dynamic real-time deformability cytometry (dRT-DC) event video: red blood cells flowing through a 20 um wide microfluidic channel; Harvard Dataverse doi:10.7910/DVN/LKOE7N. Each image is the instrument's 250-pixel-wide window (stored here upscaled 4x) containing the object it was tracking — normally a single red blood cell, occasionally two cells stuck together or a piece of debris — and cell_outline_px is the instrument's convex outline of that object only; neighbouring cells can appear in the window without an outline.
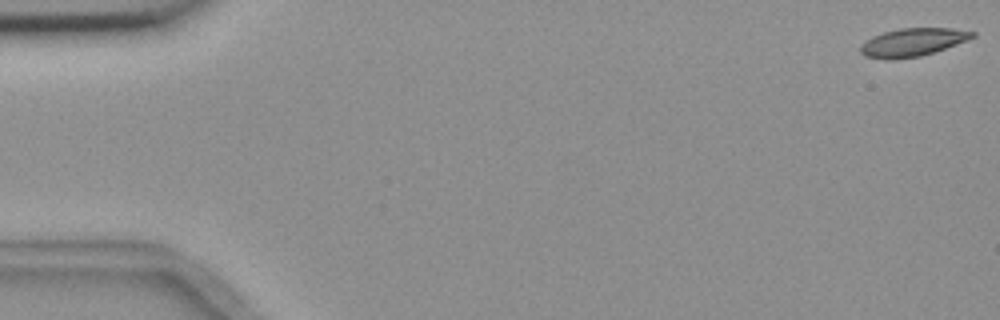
{"species": "common noctule bat (a hibernating species)", "species_latin": "Nyctalus noctula", "temperature_condition": "room temperature", "stored_images_in_passage": 10, "camera_frame_rate_fps": 3000, "um_per_image_px": 0.085, "animal": {"sex": "female", "body_mass_g": 18.4}, "frame": {"image": 1, "passage_image": 1, "time_ms": 0.0, "image_size_px": [1000, 320], "cell_outline_px": [[976, 36], [968, 40], [920, 56], [888, 60], [864, 56], [860, 52], [860, 44], [872, 36], [884, 32], [900, 28], [952, 28], [976, 32]], "centroid_in_image_um": [77.54, 3.59], "position_along_channel_um": 7.5, "area_um2": 18.26}}
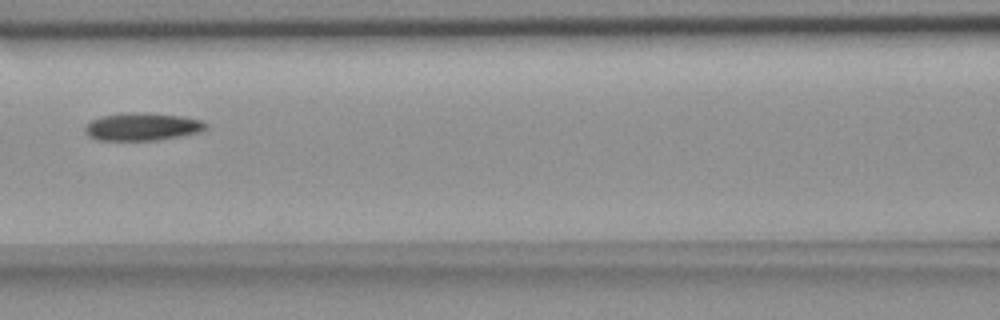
{"frame": {"image": 2, "passage_image": 7, "time_ms": 8.0, "image_size_px": [1000, 320], "cell_outline_px": [[208, 124], [200, 132], [156, 140], [100, 140], [84, 132], [84, 128], [92, 120], [100, 116], [132, 112], [144, 112], [180, 116], [200, 120]], "centroid_in_image_um": [12.08, 10.76], "position_along_channel_um": 154.5, "area_um2": 19.19}}
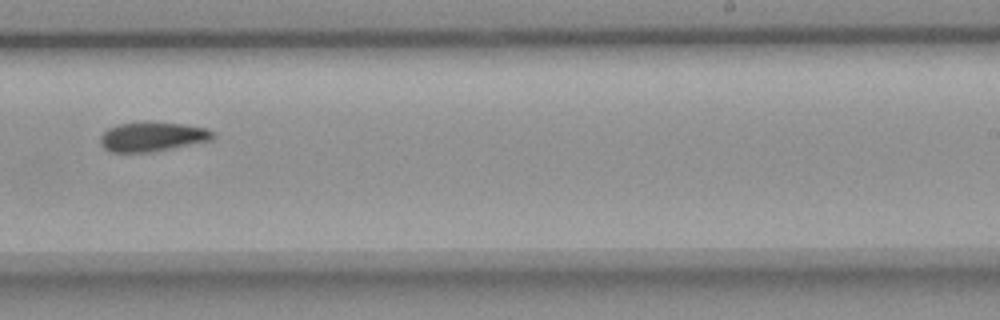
{"frame": {"image": 3, "passage_image": 10, "time_ms": 11.333, "image_size_px": [1000, 320], "cell_outline_px": [[216, 136], [212, 140], [148, 152], [112, 152], [104, 148], [100, 144], [100, 136], [108, 128], [116, 124], [140, 120], [184, 124], [208, 128]], "centroid_in_image_um": [12.92, 11.58], "position_along_channel_um": 276.1, "area_um2": 19.59}}